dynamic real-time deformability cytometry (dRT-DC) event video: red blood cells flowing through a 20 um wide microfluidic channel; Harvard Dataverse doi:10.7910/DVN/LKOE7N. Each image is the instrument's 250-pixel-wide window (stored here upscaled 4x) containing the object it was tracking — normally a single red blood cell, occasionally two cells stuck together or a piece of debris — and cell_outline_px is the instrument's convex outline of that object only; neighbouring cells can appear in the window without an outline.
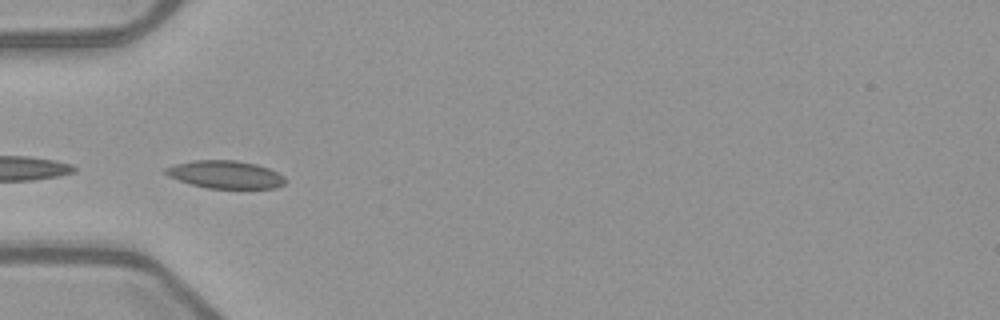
{"species": "common noctule bat (a hibernating species)", "species_latin": "Nyctalus noctula", "temperature_condition": "warm", "stored_images_in_passage": 18, "camera_frame_rate_fps": 3000, "um_per_image_px": 0.085, "animal": {"sex": "female", "body_mass_g": 21.9}, "frame": {"image": 1, "passage_image": 1, "time_ms": 0.0, "image_size_px": [1000, 320], "cell_outline_px": [[284, 184], [276, 188], [208, 188], [192, 184], [168, 176], [164, 172], [164, 168], [176, 164], [192, 160], [236, 160], [256, 164], [268, 168], [284, 176]], "centroid_in_image_um": [19.15, 14.83], "position_along_channel_um": 65.9, "area_um2": 19.19}}